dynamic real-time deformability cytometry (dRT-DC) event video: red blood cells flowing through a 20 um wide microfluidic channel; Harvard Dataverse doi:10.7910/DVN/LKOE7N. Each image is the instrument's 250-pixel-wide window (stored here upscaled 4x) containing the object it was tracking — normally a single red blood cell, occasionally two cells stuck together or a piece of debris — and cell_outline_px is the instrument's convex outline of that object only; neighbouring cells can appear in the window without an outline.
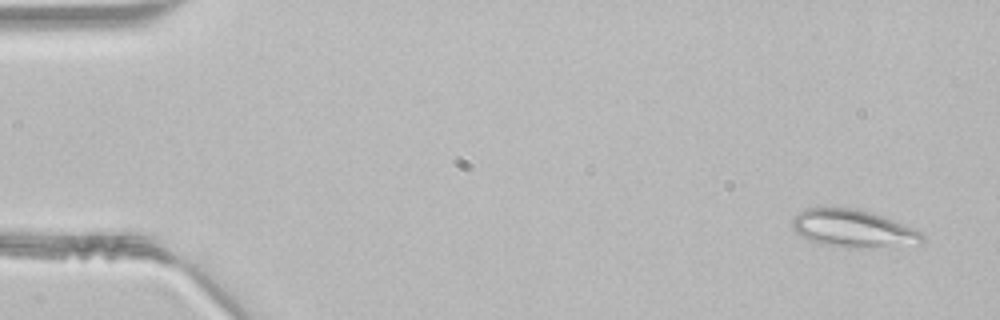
{"species": "common noctule bat (a hibernating species)", "species_latin": "Nyctalus noctula", "temperature_condition": "room temperature", "stored_images_in_passage": 13, "camera_frame_rate_fps": 3000, "um_per_image_px": 0.085, "animal": {"sex": "male", "body_mass_g": 21.5, "forearm_length_mm": 52.0}, "frame": {"image": 1, "passage_image": 3, "time_ms": 0.667, "image_size_px": [1000, 320], "cell_outline_px": [[924, 240], [920, 244], [872, 248], [848, 248], [820, 244], [808, 240], [796, 232], [792, 228], [792, 220], [804, 208], [856, 208], [892, 220], [924, 232]], "centroid_in_image_um": [72.53, 19.46], "position_along_channel_um": 12.5, "area_um2": 28.55}}